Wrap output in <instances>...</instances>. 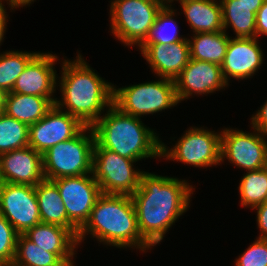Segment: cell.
<instances>
[{"label":"cell","instance_id":"obj_1","mask_svg":"<svg viewBox=\"0 0 267 266\" xmlns=\"http://www.w3.org/2000/svg\"><path fill=\"white\" fill-rule=\"evenodd\" d=\"M192 185L178 178L144 172L137 190L131 195L138 229L152 247L163 240L173 223L188 209Z\"/></svg>","mask_w":267,"mask_h":266},{"label":"cell","instance_id":"obj_2","mask_svg":"<svg viewBox=\"0 0 267 266\" xmlns=\"http://www.w3.org/2000/svg\"><path fill=\"white\" fill-rule=\"evenodd\" d=\"M78 54L76 60L62 62L60 89L62 100L55 105L78 118L85 126H92L105 107L113 104V84L106 82Z\"/></svg>","mask_w":267,"mask_h":266},{"label":"cell","instance_id":"obj_3","mask_svg":"<svg viewBox=\"0 0 267 266\" xmlns=\"http://www.w3.org/2000/svg\"><path fill=\"white\" fill-rule=\"evenodd\" d=\"M86 234L109 246L135 247L142 252L151 249L139 232L135 206L128 195L102 193L78 231V244Z\"/></svg>","mask_w":267,"mask_h":266},{"label":"cell","instance_id":"obj_4","mask_svg":"<svg viewBox=\"0 0 267 266\" xmlns=\"http://www.w3.org/2000/svg\"><path fill=\"white\" fill-rule=\"evenodd\" d=\"M108 110V111H107ZM92 126L95 143L131 160L161 158L159 136L141 118L120 111L113 104Z\"/></svg>","mask_w":267,"mask_h":266},{"label":"cell","instance_id":"obj_5","mask_svg":"<svg viewBox=\"0 0 267 266\" xmlns=\"http://www.w3.org/2000/svg\"><path fill=\"white\" fill-rule=\"evenodd\" d=\"M94 145V132L85 126L75 137L48 149L42 154L45 179L91 175Z\"/></svg>","mask_w":267,"mask_h":266},{"label":"cell","instance_id":"obj_6","mask_svg":"<svg viewBox=\"0 0 267 266\" xmlns=\"http://www.w3.org/2000/svg\"><path fill=\"white\" fill-rule=\"evenodd\" d=\"M110 5L111 33L131 47L146 40L165 4L156 0H112Z\"/></svg>","mask_w":267,"mask_h":266},{"label":"cell","instance_id":"obj_7","mask_svg":"<svg viewBox=\"0 0 267 266\" xmlns=\"http://www.w3.org/2000/svg\"><path fill=\"white\" fill-rule=\"evenodd\" d=\"M179 103L174 80L160 77L158 81L113 87V105L120 111L140 118L158 113Z\"/></svg>","mask_w":267,"mask_h":266},{"label":"cell","instance_id":"obj_8","mask_svg":"<svg viewBox=\"0 0 267 266\" xmlns=\"http://www.w3.org/2000/svg\"><path fill=\"white\" fill-rule=\"evenodd\" d=\"M136 161L101 148L95 143L91 175L102 193L131 196L139 187L141 175L145 172L134 170L133 164Z\"/></svg>","mask_w":267,"mask_h":266},{"label":"cell","instance_id":"obj_9","mask_svg":"<svg viewBox=\"0 0 267 266\" xmlns=\"http://www.w3.org/2000/svg\"><path fill=\"white\" fill-rule=\"evenodd\" d=\"M161 143V157L194 167H210L221 163V132L191 127L171 149Z\"/></svg>","mask_w":267,"mask_h":266},{"label":"cell","instance_id":"obj_10","mask_svg":"<svg viewBox=\"0 0 267 266\" xmlns=\"http://www.w3.org/2000/svg\"><path fill=\"white\" fill-rule=\"evenodd\" d=\"M253 129V133L231 128L221 131V162L226 158L246 171L267 167L266 135Z\"/></svg>","mask_w":267,"mask_h":266},{"label":"cell","instance_id":"obj_11","mask_svg":"<svg viewBox=\"0 0 267 266\" xmlns=\"http://www.w3.org/2000/svg\"><path fill=\"white\" fill-rule=\"evenodd\" d=\"M0 213L18 234L41 223L35 186L1 182Z\"/></svg>","mask_w":267,"mask_h":266},{"label":"cell","instance_id":"obj_12","mask_svg":"<svg viewBox=\"0 0 267 266\" xmlns=\"http://www.w3.org/2000/svg\"><path fill=\"white\" fill-rule=\"evenodd\" d=\"M58 187L68 219L80 229L88 220L99 196L97 181L89 174L52 180Z\"/></svg>","mask_w":267,"mask_h":266},{"label":"cell","instance_id":"obj_13","mask_svg":"<svg viewBox=\"0 0 267 266\" xmlns=\"http://www.w3.org/2000/svg\"><path fill=\"white\" fill-rule=\"evenodd\" d=\"M85 125L55 104L47 114L29 126V146L43 154L54 145L75 137Z\"/></svg>","mask_w":267,"mask_h":266},{"label":"cell","instance_id":"obj_14","mask_svg":"<svg viewBox=\"0 0 267 266\" xmlns=\"http://www.w3.org/2000/svg\"><path fill=\"white\" fill-rule=\"evenodd\" d=\"M178 101L188 99L192 94H209L228 86L221 65L189 59L185 68L174 79Z\"/></svg>","mask_w":267,"mask_h":266},{"label":"cell","instance_id":"obj_15","mask_svg":"<svg viewBox=\"0 0 267 266\" xmlns=\"http://www.w3.org/2000/svg\"><path fill=\"white\" fill-rule=\"evenodd\" d=\"M58 56L51 53H37L18 76L11 92L49 98L54 104L57 98L52 95L56 91V70L53 67Z\"/></svg>","mask_w":267,"mask_h":266},{"label":"cell","instance_id":"obj_16","mask_svg":"<svg viewBox=\"0 0 267 266\" xmlns=\"http://www.w3.org/2000/svg\"><path fill=\"white\" fill-rule=\"evenodd\" d=\"M44 179L42 154L32 147L0 155L1 182L36 186Z\"/></svg>","mask_w":267,"mask_h":266},{"label":"cell","instance_id":"obj_17","mask_svg":"<svg viewBox=\"0 0 267 266\" xmlns=\"http://www.w3.org/2000/svg\"><path fill=\"white\" fill-rule=\"evenodd\" d=\"M263 64V51L255 38H229L227 52L221 64L224 79L230 77L247 79L255 74Z\"/></svg>","mask_w":267,"mask_h":266},{"label":"cell","instance_id":"obj_18","mask_svg":"<svg viewBox=\"0 0 267 266\" xmlns=\"http://www.w3.org/2000/svg\"><path fill=\"white\" fill-rule=\"evenodd\" d=\"M141 54L158 77L174 80L190 59L189 42L185 40L165 44H141Z\"/></svg>","mask_w":267,"mask_h":266},{"label":"cell","instance_id":"obj_19","mask_svg":"<svg viewBox=\"0 0 267 266\" xmlns=\"http://www.w3.org/2000/svg\"><path fill=\"white\" fill-rule=\"evenodd\" d=\"M30 241L46 252L58 255L68 266H73L77 236L68 228L59 225L39 223L24 234Z\"/></svg>","mask_w":267,"mask_h":266},{"label":"cell","instance_id":"obj_20","mask_svg":"<svg viewBox=\"0 0 267 266\" xmlns=\"http://www.w3.org/2000/svg\"><path fill=\"white\" fill-rule=\"evenodd\" d=\"M177 1L180 2L193 33H210L224 30L220 0Z\"/></svg>","mask_w":267,"mask_h":266},{"label":"cell","instance_id":"obj_21","mask_svg":"<svg viewBox=\"0 0 267 266\" xmlns=\"http://www.w3.org/2000/svg\"><path fill=\"white\" fill-rule=\"evenodd\" d=\"M41 223L59 225L70 229L76 236L79 229L68 219L57 185L44 179L35 186Z\"/></svg>","mask_w":267,"mask_h":266},{"label":"cell","instance_id":"obj_22","mask_svg":"<svg viewBox=\"0 0 267 266\" xmlns=\"http://www.w3.org/2000/svg\"><path fill=\"white\" fill-rule=\"evenodd\" d=\"M54 106L47 97L6 93L4 113L28 126L43 118Z\"/></svg>","mask_w":267,"mask_h":266},{"label":"cell","instance_id":"obj_23","mask_svg":"<svg viewBox=\"0 0 267 266\" xmlns=\"http://www.w3.org/2000/svg\"><path fill=\"white\" fill-rule=\"evenodd\" d=\"M229 35L224 30L210 33H194L188 39L190 58L221 65L227 52Z\"/></svg>","mask_w":267,"mask_h":266},{"label":"cell","instance_id":"obj_24","mask_svg":"<svg viewBox=\"0 0 267 266\" xmlns=\"http://www.w3.org/2000/svg\"><path fill=\"white\" fill-rule=\"evenodd\" d=\"M222 6L223 29L228 26L236 33L235 38L256 37L255 6H245L238 0H220Z\"/></svg>","mask_w":267,"mask_h":266},{"label":"cell","instance_id":"obj_25","mask_svg":"<svg viewBox=\"0 0 267 266\" xmlns=\"http://www.w3.org/2000/svg\"><path fill=\"white\" fill-rule=\"evenodd\" d=\"M15 266H68L58 255L46 252L30 241L24 234H19L16 242Z\"/></svg>","mask_w":267,"mask_h":266},{"label":"cell","instance_id":"obj_26","mask_svg":"<svg viewBox=\"0 0 267 266\" xmlns=\"http://www.w3.org/2000/svg\"><path fill=\"white\" fill-rule=\"evenodd\" d=\"M241 205L254 208L267 201V167L247 171L239 183Z\"/></svg>","mask_w":267,"mask_h":266},{"label":"cell","instance_id":"obj_27","mask_svg":"<svg viewBox=\"0 0 267 266\" xmlns=\"http://www.w3.org/2000/svg\"><path fill=\"white\" fill-rule=\"evenodd\" d=\"M175 11V9L173 10V8H171V5H164L158 12L154 25L142 44L170 45L185 40L186 37L182 38V36H178V25L176 21H174V18H172L175 15Z\"/></svg>","mask_w":267,"mask_h":266},{"label":"cell","instance_id":"obj_28","mask_svg":"<svg viewBox=\"0 0 267 266\" xmlns=\"http://www.w3.org/2000/svg\"><path fill=\"white\" fill-rule=\"evenodd\" d=\"M29 146V126L0 113V155Z\"/></svg>","mask_w":267,"mask_h":266},{"label":"cell","instance_id":"obj_29","mask_svg":"<svg viewBox=\"0 0 267 266\" xmlns=\"http://www.w3.org/2000/svg\"><path fill=\"white\" fill-rule=\"evenodd\" d=\"M37 52L7 51L0 54V89L10 93L18 76Z\"/></svg>","mask_w":267,"mask_h":266},{"label":"cell","instance_id":"obj_30","mask_svg":"<svg viewBox=\"0 0 267 266\" xmlns=\"http://www.w3.org/2000/svg\"><path fill=\"white\" fill-rule=\"evenodd\" d=\"M18 233L0 213V262L4 265L13 263Z\"/></svg>","mask_w":267,"mask_h":266},{"label":"cell","instance_id":"obj_31","mask_svg":"<svg viewBox=\"0 0 267 266\" xmlns=\"http://www.w3.org/2000/svg\"><path fill=\"white\" fill-rule=\"evenodd\" d=\"M235 266H267V239L256 238L236 260Z\"/></svg>","mask_w":267,"mask_h":266},{"label":"cell","instance_id":"obj_32","mask_svg":"<svg viewBox=\"0 0 267 266\" xmlns=\"http://www.w3.org/2000/svg\"><path fill=\"white\" fill-rule=\"evenodd\" d=\"M251 122L252 128L267 135V101L261 106L260 110L252 116Z\"/></svg>","mask_w":267,"mask_h":266},{"label":"cell","instance_id":"obj_33","mask_svg":"<svg viewBox=\"0 0 267 266\" xmlns=\"http://www.w3.org/2000/svg\"><path fill=\"white\" fill-rule=\"evenodd\" d=\"M253 209L257 210V224L261 234L258 238L267 239V201L255 206Z\"/></svg>","mask_w":267,"mask_h":266},{"label":"cell","instance_id":"obj_34","mask_svg":"<svg viewBox=\"0 0 267 266\" xmlns=\"http://www.w3.org/2000/svg\"><path fill=\"white\" fill-rule=\"evenodd\" d=\"M267 35V0L256 13V38L260 35Z\"/></svg>","mask_w":267,"mask_h":266},{"label":"cell","instance_id":"obj_35","mask_svg":"<svg viewBox=\"0 0 267 266\" xmlns=\"http://www.w3.org/2000/svg\"><path fill=\"white\" fill-rule=\"evenodd\" d=\"M2 1L4 0H0V45H1V42L3 41L4 39V34H5V31H6V23H7V17L8 15L6 14V9L2 3ZM6 1V0H5ZM7 4H9L11 7L12 10H14V8H18L13 2H11L10 0H7Z\"/></svg>","mask_w":267,"mask_h":266},{"label":"cell","instance_id":"obj_36","mask_svg":"<svg viewBox=\"0 0 267 266\" xmlns=\"http://www.w3.org/2000/svg\"><path fill=\"white\" fill-rule=\"evenodd\" d=\"M239 3L244 4L245 6H255V14L263 5L264 0H238Z\"/></svg>","mask_w":267,"mask_h":266},{"label":"cell","instance_id":"obj_37","mask_svg":"<svg viewBox=\"0 0 267 266\" xmlns=\"http://www.w3.org/2000/svg\"><path fill=\"white\" fill-rule=\"evenodd\" d=\"M10 1L13 2L17 7L30 5L32 2H34V0H10Z\"/></svg>","mask_w":267,"mask_h":266},{"label":"cell","instance_id":"obj_38","mask_svg":"<svg viewBox=\"0 0 267 266\" xmlns=\"http://www.w3.org/2000/svg\"><path fill=\"white\" fill-rule=\"evenodd\" d=\"M5 97L6 93L0 89V113H3L5 109Z\"/></svg>","mask_w":267,"mask_h":266},{"label":"cell","instance_id":"obj_39","mask_svg":"<svg viewBox=\"0 0 267 266\" xmlns=\"http://www.w3.org/2000/svg\"><path fill=\"white\" fill-rule=\"evenodd\" d=\"M156 1H162L165 5H167L168 3H171L170 0H156Z\"/></svg>","mask_w":267,"mask_h":266}]
</instances>
